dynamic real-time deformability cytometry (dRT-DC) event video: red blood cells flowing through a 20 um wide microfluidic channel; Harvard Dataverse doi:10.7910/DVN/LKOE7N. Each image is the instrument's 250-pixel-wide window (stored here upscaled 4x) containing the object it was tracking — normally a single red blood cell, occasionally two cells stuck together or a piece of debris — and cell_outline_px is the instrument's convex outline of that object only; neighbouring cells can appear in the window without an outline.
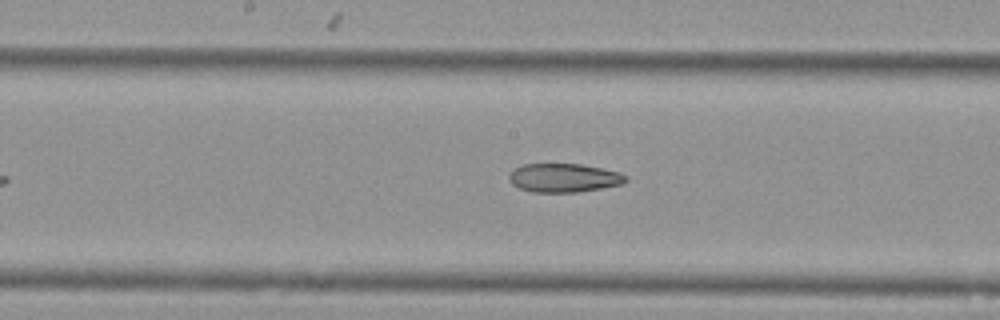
{"species": "Egyptian fruit bat (a non-hibernating species)", "species_latin": "Rousettus aegyptiacus", "temperature_condition": "cold", "stored_images_in_passage": 7, "camera_frame_rate_fps": 3000, "um_per_image_px": 0.085, "animal": {"sex": "female"}, "frame": {"image": 1, "passage_image": 7, "time_ms": 2.0, "image_size_px": [1000, 320], "cell_outline_px": [[628, 180], [620, 184], [600, 188], [576, 192], [532, 192], [520, 188], [512, 184], [508, 180], [508, 176], [516, 168], [524, 164], [580, 164], [620, 172], [628, 176]], "centroid_in_image_um": [47.92, 15.12], "position_along_channel_um": 200.3, "area_um2": 19.36}}